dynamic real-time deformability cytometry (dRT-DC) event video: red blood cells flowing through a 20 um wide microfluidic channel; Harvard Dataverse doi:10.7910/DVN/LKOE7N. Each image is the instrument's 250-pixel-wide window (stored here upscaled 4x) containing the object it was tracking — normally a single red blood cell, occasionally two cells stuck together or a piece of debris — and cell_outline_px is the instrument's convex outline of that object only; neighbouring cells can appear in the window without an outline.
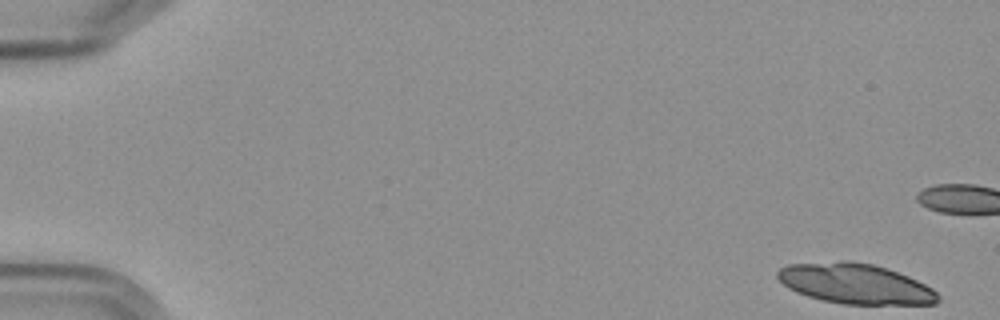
{"species": "Egyptian fruit bat (a non-hibernating species)", "species_latin": "Rousettus aegyptiacus", "temperature_condition": "cold", "stored_images_in_passage": 56, "camera_frame_rate_fps": 3000, "um_per_image_px": 0.085, "frame": {"image": 1, "passage_image": 1, "time_ms": 0.0, "image_size_px": [1000, 320], "cell_outline_px": [[940, 300], [936, 304], [840, 304], [808, 296], [796, 292], [788, 288], [776, 276], [776, 272], [780, 268], [788, 264], [840, 260], [852, 260], [872, 264], [888, 268], [908, 276], [932, 288], [940, 296]], "centroid_in_image_um": [72.69, 24.1], "position_along_channel_um": 12.3, "area_um2": 37.8}, "authors_computed_cell_mechanics": {"area_um2": 22.4553, "velocity_mm_per_s": 3.5673, "shape_relaxation_time_tau1_ms": 5.8449, "shape_relaxation_time_tau2_ms": null, "deformation_change_tau1": 0.0913, "deformation_change_tau2": null}}